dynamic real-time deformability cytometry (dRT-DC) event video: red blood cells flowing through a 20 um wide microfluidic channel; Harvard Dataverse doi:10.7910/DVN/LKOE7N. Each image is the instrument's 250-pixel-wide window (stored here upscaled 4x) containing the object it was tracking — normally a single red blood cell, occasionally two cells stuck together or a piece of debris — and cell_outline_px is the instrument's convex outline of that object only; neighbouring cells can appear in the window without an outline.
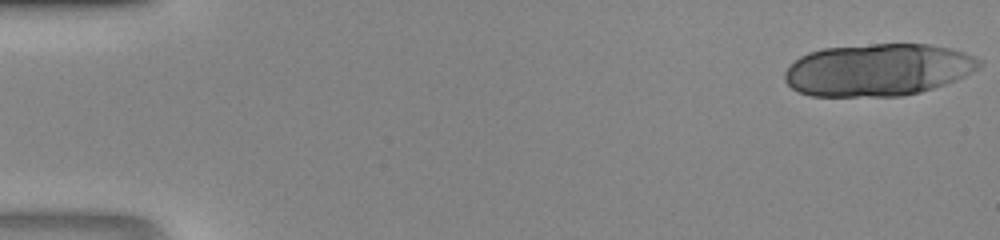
{"species": "human", "species_latin": "Homo sapiens", "temperature_condition": "room temperature", "stored_images_in_passage": 17, "camera_frame_rate_fps": 3000, "um_per_image_px": 0.085, "donor": {"sex": "male"}, "frame": {"image": 1, "passage_image": 1, "time_ms": 0.0, "image_size_px": [1000, 240], "cell_outline_px": [[984, 64], [972, 72], [956, 80], [920, 92], [900, 96], [812, 96], [800, 92], [792, 88], [784, 80], [784, 72], [800, 56], [808, 52], [820, 48], [872, 44], [932, 44], [964, 52], [984, 60]], "centroid_in_image_um": [74.64, 5.92], "position_along_channel_um": 10.4, "area_um2": 59.48}}